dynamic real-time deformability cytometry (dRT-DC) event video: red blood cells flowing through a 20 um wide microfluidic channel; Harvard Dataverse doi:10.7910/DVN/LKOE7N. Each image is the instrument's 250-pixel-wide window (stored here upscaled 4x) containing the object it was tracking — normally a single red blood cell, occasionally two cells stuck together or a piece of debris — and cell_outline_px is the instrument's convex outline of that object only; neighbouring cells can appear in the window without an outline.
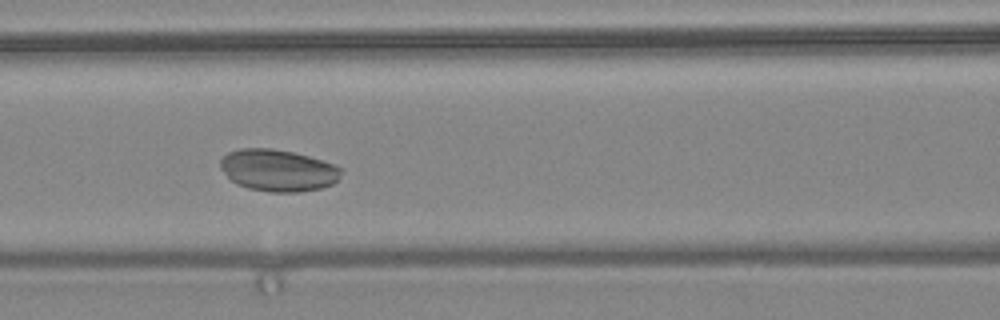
{"species": "common noctule bat (a hibernating species)", "species_latin": "Nyctalus noctula", "temperature_condition": "warm", "stored_images_in_passage": 9, "camera_frame_rate_fps": 3000, "um_per_image_px": 0.085, "animal": {"sex": "female", "body_mass_g": 24.6, "forearm_length_mm": 56.2}, "frame": {"image": 1, "passage_image": 8, "time_ms": 2.333, "image_size_px": [1000, 320], "cell_outline_px": [[344, 168], [340, 176], [332, 184], [320, 188], [300, 192], [268, 192], [248, 188], [236, 184], [220, 168], [220, 160], [228, 152], [240, 148], [272, 148], [292, 152], [308, 156]], "centroid_in_image_um": [23.62, 14.48], "position_along_channel_um": 143.0, "area_um2": 29.42}}
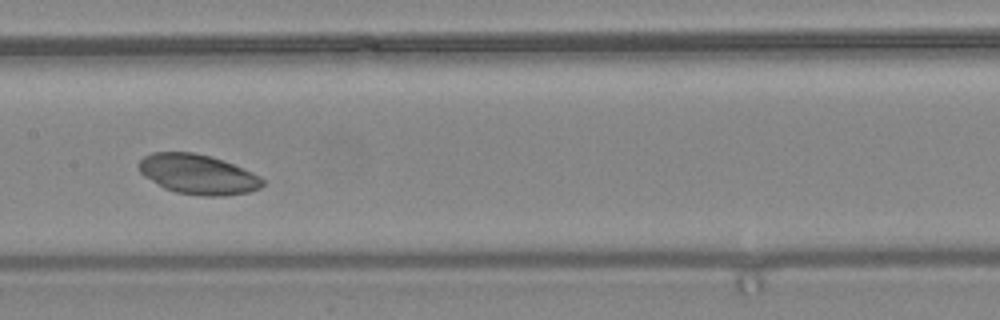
{"frame": {"image": 2, "passage_image": 9, "time_ms": 2.667, "image_size_px": [1000, 320], "cell_outline_px": [[264, 184], [260, 188], [248, 192], [224, 196], [204, 196], [176, 192], [164, 188], [144, 176], [140, 172], [140, 160], [144, 156], [152, 152], [192, 152], [212, 156], [252, 172], [260, 176], [264, 180]], "centroid_in_image_um": [16.83, 14.81], "position_along_channel_um": 190.6, "area_um2": 28.61}}